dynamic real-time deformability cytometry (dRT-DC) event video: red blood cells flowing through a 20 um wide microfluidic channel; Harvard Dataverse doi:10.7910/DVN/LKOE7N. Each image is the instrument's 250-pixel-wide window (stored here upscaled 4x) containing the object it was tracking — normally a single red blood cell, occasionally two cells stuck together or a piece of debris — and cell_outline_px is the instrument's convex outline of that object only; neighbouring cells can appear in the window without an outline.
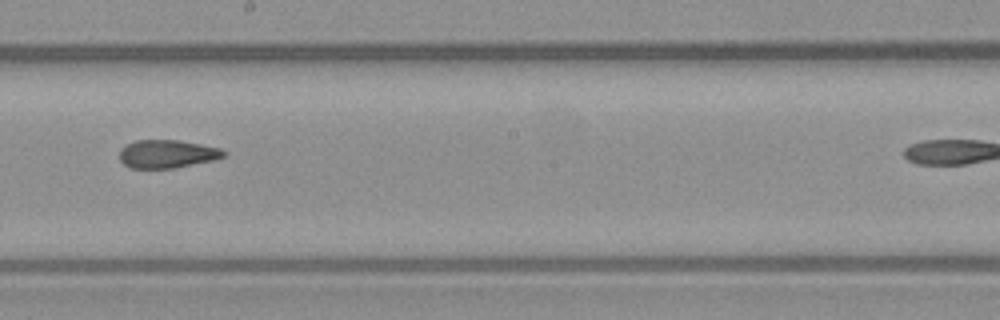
{"species": "common noctule bat (a hibernating species)", "species_latin": "Nyctalus noctula", "temperature_condition": "warm", "stored_images_in_passage": 8, "segment_of_instrument_passage": [1, 2], "camera_frame_rate_fps": 3000, "um_per_image_px": 0.085, "animal": {"sex": "male", "body_mass_g": 23.1, "forearm_length_mm": 52.7}, "frame": {"image": 1, "passage_image": 7, "time_ms": 8.667, "image_size_px": [1000, 320], "cell_outline_px": [[228, 152], [224, 156], [212, 160], [176, 168], [128, 168], [120, 160], [120, 148], [136, 140], [180, 140], [220, 148]], "centroid_in_image_um": [14.2, 13.08], "position_along_channel_um": 234.0, "area_um2": 17.11}}